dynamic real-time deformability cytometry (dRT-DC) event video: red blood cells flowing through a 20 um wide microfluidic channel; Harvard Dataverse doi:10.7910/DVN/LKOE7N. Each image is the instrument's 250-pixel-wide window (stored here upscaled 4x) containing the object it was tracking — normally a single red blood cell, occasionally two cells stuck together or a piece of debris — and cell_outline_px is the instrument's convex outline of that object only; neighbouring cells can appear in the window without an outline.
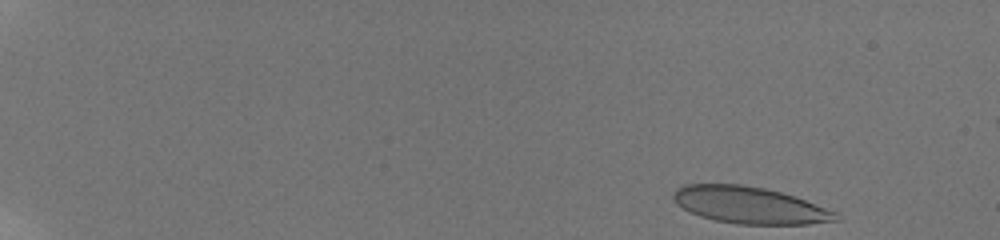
{"species": "human", "species_latin": "Homo sapiens", "temperature_condition": "room temperature", "stored_images_in_passage": 51, "camera_frame_rate_fps": 3000, "um_per_image_px": 0.085, "donor": {"sex": "male"}, "frame": {"image": 1, "passage_image": 1, "time_ms": 0.0, "image_size_px": [1000, 240], "cell_outline_px": [[844, 220], [808, 224], [736, 224], [716, 220], [700, 216], [684, 208], [672, 196], [676, 188], [684, 184], [740, 184], [764, 188], [796, 196], [836, 212]], "centroid_in_image_um": [63.78, 17.44], "position_along_channel_um": 21.2, "area_um2": 34.74}}
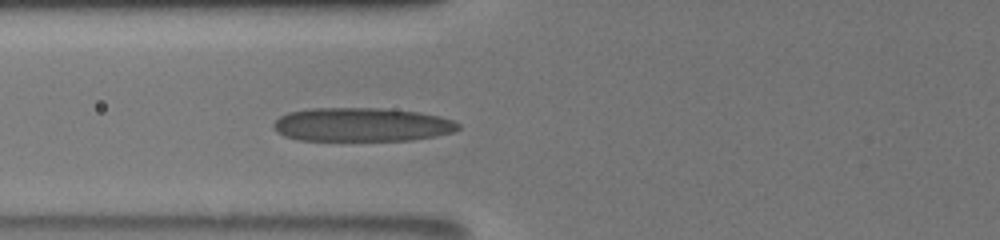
{"frame": {"image": 2, "passage_image": 20, "time_ms": 6.333, "image_size_px": [1000, 240], "cell_outline_px": [[460, 128], [452, 132], [436, 136], [412, 140], [296, 140], [284, 136], [276, 132], [272, 128], [272, 124], [280, 116], [288, 112], [308, 108], [380, 108], [420, 112], [440, 116], [452, 120], [460, 124]], "centroid_in_image_um": [30.72, 10.59], "position_along_channel_um": 95.1, "area_um2": 36.59}}
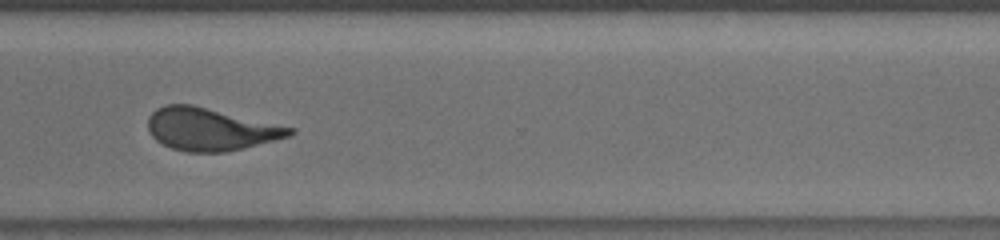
{"frame": {"image": 3, "passage_image": 40, "time_ms": 13.0, "image_size_px": [1000, 240], "cell_outline_px": [[296, 132], [288, 136], [244, 148], [224, 152], [188, 152], [172, 148], [156, 140], [148, 132], [148, 116], [156, 108], [164, 104], [192, 104], [296, 128]], "centroid_in_image_um": [17.86, 10.97], "position_along_channel_um": 352.7, "area_um2": 35.14}, "authors_computed_cell_mechanics": {"area_um2": 35.3736, "velocity_mm_per_s": 3.8658, "shape_relaxation_time_tau1_ms": null, "shape_relaxation_time_tau2_ms": 1.1664, "deformation_change_tau1": null, "deformation_change_tau2": 0.0986}}